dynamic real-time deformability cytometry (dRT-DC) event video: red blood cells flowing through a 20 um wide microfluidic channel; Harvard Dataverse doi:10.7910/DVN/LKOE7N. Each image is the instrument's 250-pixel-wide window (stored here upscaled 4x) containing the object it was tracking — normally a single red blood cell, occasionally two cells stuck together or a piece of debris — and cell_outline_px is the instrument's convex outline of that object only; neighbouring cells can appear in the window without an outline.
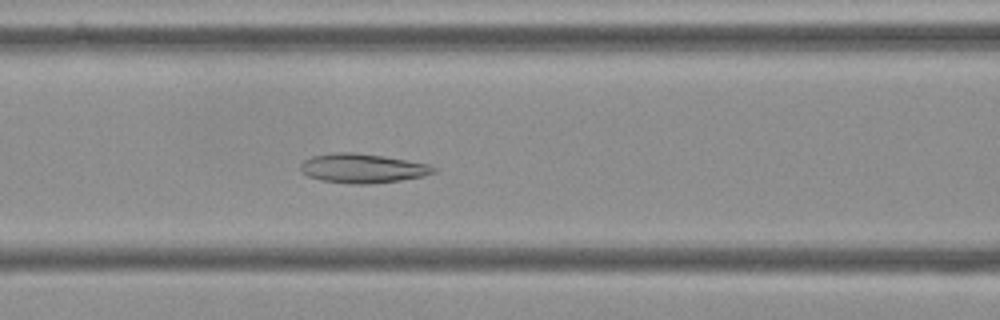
{"species": "Egyptian fruit bat (a non-hibernating species)", "species_latin": "Rousettus aegyptiacus", "temperature_condition": "cold", "stored_images_in_passage": 56, "camera_frame_rate_fps": 3000, "um_per_image_px": 0.085, "frame": {"image": 1, "passage_image": 23, "time_ms": 7.333, "image_size_px": [1000, 320], "cell_outline_px": [[436, 172], [424, 176], [400, 180], [368, 184], [352, 184], [320, 180], [308, 176], [300, 172], [300, 164], [304, 160], [312, 156], [332, 152], [356, 152], [384, 156], [428, 164], [436, 168]], "centroid_in_image_um": [30.78, 14.3], "position_along_channel_um": 135.8, "area_um2": 22.83}}
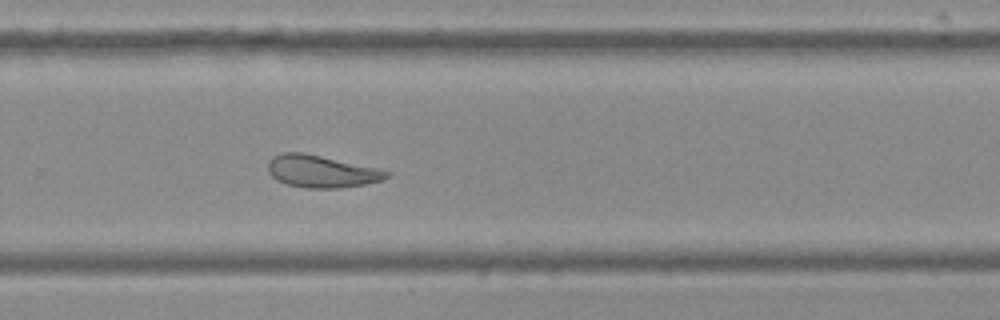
{"frame": {"image": 2, "passage_image": 37, "time_ms": 12.0, "image_size_px": [1000, 320], "cell_outline_px": [[392, 176], [384, 180], [364, 184], [340, 188], [304, 188], [288, 184], [276, 180], [268, 172], [268, 160], [272, 156], [280, 152], [304, 152], [376, 168], [392, 172]], "centroid_in_image_um": [27.31, 14.56], "position_along_channel_um": 302.5, "area_um2": 22.48}}
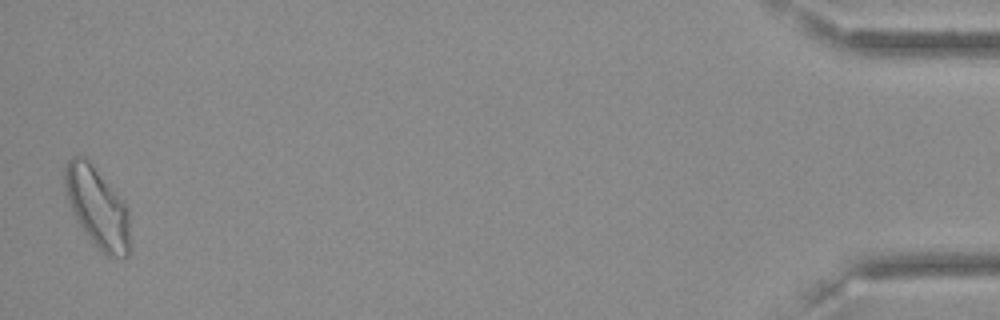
{"frame": {"image": 3, "passage_image": 55, "time_ms": 18.0, "image_size_px": [1000, 320], "cell_outline_px": [[128, 256], [124, 260], [108, 256], [100, 252], [84, 232], [76, 220], [72, 212], [68, 200], [64, 184], [64, 164], [72, 156], [84, 156], [88, 160], [124, 204], [128, 212]], "centroid_in_image_um": [8.22, 17.67], "position_along_channel_um": 427.0, "area_um2": 30.06}, "authors_computed_cell_mechanics": {"area_um2": 24.1893, "velocity_mm_per_s": 3.5823, "shape_relaxation_time_tau1_ms": null, "shape_relaxation_time_tau2_ms": 3.209, "deformation_change_tau1": null, "deformation_change_tau2": 0.1132}}